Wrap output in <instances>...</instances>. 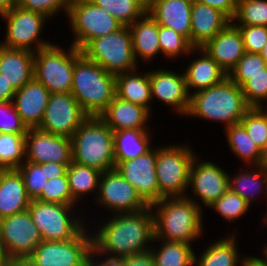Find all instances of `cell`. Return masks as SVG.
<instances>
[{"label":"cell","mask_w":267,"mask_h":266,"mask_svg":"<svg viewBox=\"0 0 267 266\" xmlns=\"http://www.w3.org/2000/svg\"><path fill=\"white\" fill-rule=\"evenodd\" d=\"M258 166L264 168L267 171V142L264 147L260 150V158Z\"/></svg>","instance_id":"cell-57"},{"label":"cell","mask_w":267,"mask_h":266,"mask_svg":"<svg viewBox=\"0 0 267 266\" xmlns=\"http://www.w3.org/2000/svg\"><path fill=\"white\" fill-rule=\"evenodd\" d=\"M0 74L19 90L34 78V52L0 45Z\"/></svg>","instance_id":"cell-24"},{"label":"cell","mask_w":267,"mask_h":266,"mask_svg":"<svg viewBox=\"0 0 267 266\" xmlns=\"http://www.w3.org/2000/svg\"><path fill=\"white\" fill-rule=\"evenodd\" d=\"M31 199L18 170H0V220L26 211Z\"/></svg>","instance_id":"cell-26"},{"label":"cell","mask_w":267,"mask_h":266,"mask_svg":"<svg viewBox=\"0 0 267 266\" xmlns=\"http://www.w3.org/2000/svg\"><path fill=\"white\" fill-rule=\"evenodd\" d=\"M260 55L267 63V43L264 45V48L261 50Z\"/></svg>","instance_id":"cell-58"},{"label":"cell","mask_w":267,"mask_h":266,"mask_svg":"<svg viewBox=\"0 0 267 266\" xmlns=\"http://www.w3.org/2000/svg\"><path fill=\"white\" fill-rule=\"evenodd\" d=\"M206 4L224 13L231 21L234 19L238 0H193Z\"/></svg>","instance_id":"cell-49"},{"label":"cell","mask_w":267,"mask_h":266,"mask_svg":"<svg viewBox=\"0 0 267 266\" xmlns=\"http://www.w3.org/2000/svg\"><path fill=\"white\" fill-rule=\"evenodd\" d=\"M230 22L231 20L221 11L193 1L191 10V45L194 48L203 47Z\"/></svg>","instance_id":"cell-23"},{"label":"cell","mask_w":267,"mask_h":266,"mask_svg":"<svg viewBox=\"0 0 267 266\" xmlns=\"http://www.w3.org/2000/svg\"><path fill=\"white\" fill-rule=\"evenodd\" d=\"M229 176L231 175L221 169L215 162L213 163L210 160L200 161L198 155H196L190 167L188 184V189L192 188L191 193H193L194 198L192 199L188 192L186 197L197 206L201 207L200 205L203 204L208 208L229 190ZM198 198L202 202L201 204L198 202Z\"/></svg>","instance_id":"cell-16"},{"label":"cell","mask_w":267,"mask_h":266,"mask_svg":"<svg viewBox=\"0 0 267 266\" xmlns=\"http://www.w3.org/2000/svg\"><path fill=\"white\" fill-rule=\"evenodd\" d=\"M67 21L74 38L72 45L81 50L90 40L118 30L122 24L90 0H73Z\"/></svg>","instance_id":"cell-11"},{"label":"cell","mask_w":267,"mask_h":266,"mask_svg":"<svg viewBox=\"0 0 267 266\" xmlns=\"http://www.w3.org/2000/svg\"><path fill=\"white\" fill-rule=\"evenodd\" d=\"M185 144L157 146L155 170L159 184V200L187 195L185 191L189 187L190 167L196 152L188 143Z\"/></svg>","instance_id":"cell-7"},{"label":"cell","mask_w":267,"mask_h":266,"mask_svg":"<svg viewBox=\"0 0 267 266\" xmlns=\"http://www.w3.org/2000/svg\"><path fill=\"white\" fill-rule=\"evenodd\" d=\"M263 217H264V218H262V219H264L263 223L267 224V212L265 213V216H263Z\"/></svg>","instance_id":"cell-60"},{"label":"cell","mask_w":267,"mask_h":266,"mask_svg":"<svg viewBox=\"0 0 267 266\" xmlns=\"http://www.w3.org/2000/svg\"><path fill=\"white\" fill-rule=\"evenodd\" d=\"M96 257H98L97 254L92 250L89 255L88 266H124L123 258L105 256L103 260L98 261Z\"/></svg>","instance_id":"cell-51"},{"label":"cell","mask_w":267,"mask_h":266,"mask_svg":"<svg viewBox=\"0 0 267 266\" xmlns=\"http://www.w3.org/2000/svg\"><path fill=\"white\" fill-rule=\"evenodd\" d=\"M50 95L49 90L35 78L16 91L13 103L27 128L39 127Z\"/></svg>","instance_id":"cell-22"},{"label":"cell","mask_w":267,"mask_h":266,"mask_svg":"<svg viewBox=\"0 0 267 266\" xmlns=\"http://www.w3.org/2000/svg\"><path fill=\"white\" fill-rule=\"evenodd\" d=\"M25 161L42 164L55 162L69 166L72 163L71 138L28 128L25 136Z\"/></svg>","instance_id":"cell-17"},{"label":"cell","mask_w":267,"mask_h":266,"mask_svg":"<svg viewBox=\"0 0 267 266\" xmlns=\"http://www.w3.org/2000/svg\"><path fill=\"white\" fill-rule=\"evenodd\" d=\"M81 53L114 75L134 71L138 68L128 26L122 25L110 34L90 40L81 49Z\"/></svg>","instance_id":"cell-6"},{"label":"cell","mask_w":267,"mask_h":266,"mask_svg":"<svg viewBox=\"0 0 267 266\" xmlns=\"http://www.w3.org/2000/svg\"><path fill=\"white\" fill-rule=\"evenodd\" d=\"M97 230L92 233V250L98 258H124L153 247L150 245L154 240V218L150 206L136 213L111 215Z\"/></svg>","instance_id":"cell-1"},{"label":"cell","mask_w":267,"mask_h":266,"mask_svg":"<svg viewBox=\"0 0 267 266\" xmlns=\"http://www.w3.org/2000/svg\"><path fill=\"white\" fill-rule=\"evenodd\" d=\"M73 0H18L17 6L25 10L39 12L48 18L54 17L60 11L68 15L69 5Z\"/></svg>","instance_id":"cell-47"},{"label":"cell","mask_w":267,"mask_h":266,"mask_svg":"<svg viewBox=\"0 0 267 266\" xmlns=\"http://www.w3.org/2000/svg\"><path fill=\"white\" fill-rule=\"evenodd\" d=\"M37 200L63 205H76L77 203L73 200L70 192L67 173L61 177L48 180Z\"/></svg>","instance_id":"cell-44"},{"label":"cell","mask_w":267,"mask_h":266,"mask_svg":"<svg viewBox=\"0 0 267 266\" xmlns=\"http://www.w3.org/2000/svg\"><path fill=\"white\" fill-rule=\"evenodd\" d=\"M157 147L132 160L119 162L115 169L150 206L159 201V184L156 175Z\"/></svg>","instance_id":"cell-18"},{"label":"cell","mask_w":267,"mask_h":266,"mask_svg":"<svg viewBox=\"0 0 267 266\" xmlns=\"http://www.w3.org/2000/svg\"><path fill=\"white\" fill-rule=\"evenodd\" d=\"M201 48L227 75L245 54L242 34L232 21Z\"/></svg>","instance_id":"cell-20"},{"label":"cell","mask_w":267,"mask_h":266,"mask_svg":"<svg viewBox=\"0 0 267 266\" xmlns=\"http://www.w3.org/2000/svg\"><path fill=\"white\" fill-rule=\"evenodd\" d=\"M264 253V254H263ZM262 254L264 255L263 259L267 262V244L263 248Z\"/></svg>","instance_id":"cell-59"},{"label":"cell","mask_w":267,"mask_h":266,"mask_svg":"<svg viewBox=\"0 0 267 266\" xmlns=\"http://www.w3.org/2000/svg\"><path fill=\"white\" fill-rule=\"evenodd\" d=\"M236 234L225 235V237L210 243L200 257L194 254L195 266H240L243 259L239 255ZM241 257V258H239ZM241 259V260H240Z\"/></svg>","instance_id":"cell-31"},{"label":"cell","mask_w":267,"mask_h":266,"mask_svg":"<svg viewBox=\"0 0 267 266\" xmlns=\"http://www.w3.org/2000/svg\"><path fill=\"white\" fill-rule=\"evenodd\" d=\"M74 206L34 199L27 210L43 241H65L76 238L87 226L85 217L74 215Z\"/></svg>","instance_id":"cell-8"},{"label":"cell","mask_w":267,"mask_h":266,"mask_svg":"<svg viewBox=\"0 0 267 266\" xmlns=\"http://www.w3.org/2000/svg\"><path fill=\"white\" fill-rule=\"evenodd\" d=\"M224 131L230 152L248 166H258L261 149L250 138L246 129L239 123L228 126Z\"/></svg>","instance_id":"cell-34"},{"label":"cell","mask_w":267,"mask_h":266,"mask_svg":"<svg viewBox=\"0 0 267 266\" xmlns=\"http://www.w3.org/2000/svg\"><path fill=\"white\" fill-rule=\"evenodd\" d=\"M201 57L193 59L184 72L189 94L219 84L228 77L227 73L212 59L203 48H196Z\"/></svg>","instance_id":"cell-27"},{"label":"cell","mask_w":267,"mask_h":266,"mask_svg":"<svg viewBox=\"0 0 267 266\" xmlns=\"http://www.w3.org/2000/svg\"><path fill=\"white\" fill-rule=\"evenodd\" d=\"M27 130L13 101H0V133L26 134Z\"/></svg>","instance_id":"cell-46"},{"label":"cell","mask_w":267,"mask_h":266,"mask_svg":"<svg viewBox=\"0 0 267 266\" xmlns=\"http://www.w3.org/2000/svg\"><path fill=\"white\" fill-rule=\"evenodd\" d=\"M154 239L191 244L203 234L202 207L188 197H167L150 205Z\"/></svg>","instance_id":"cell-2"},{"label":"cell","mask_w":267,"mask_h":266,"mask_svg":"<svg viewBox=\"0 0 267 266\" xmlns=\"http://www.w3.org/2000/svg\"><path fill=\"white\" fill-rule=\"evenodd\" d=\"M0 266H15L6 254L5 248L0 239Z\"/></svg>","instance_id":"cell-55"},{"label":"cell","mask_w":267,"mask_h":266,"mask_svg":"<svg viewBox=\"0 0 267 266\" xmlns=\"http://www.w3.org/2000/svg\"><path fill=\"white\" fill-rule=\"evenodd\" d=\"M240 124L246 129L250 138L262 149L267 142V107H251Z\"/></svg>","instance_id":"cell-40"},{"label":"cell","mask_w":267,"mask_h":266,"mask_svg":"<svg viewBox=\"0 0 267 266\" xmlns=\"http://www.w3.org/2000/svg\"><path fill=\"white\" fill-rule=\"evenodd\" d=\"M17 170L22 175L28 197L31 200L37 199L48 181L45 163L36 164L24 161Z\"/></svg>","instance_id":"cell-42"},{"label":"cell","mask_w":267,"mask_h":266,"mask_svg":"<svg viewBox=\"0 0 267 266\" xmlns=\"http://www.w3.org/2000/svg\"><path fill=\"white\" fill-rule=\"evenodd\" d=\"M89 231L86 227L71 240L42 241L21 266H88L93 249Z\"/></svg>","instance_id":"cell-10"},{"label":"cell","mask_w":267,"mask_h":266,"mask_svg":"<svg viewBox=\"0 0 267 266\" xmlns=\"http://www.w3.org/2000/svg\"><path fill=\"white\" fill-rule=\"evenodd\" d=\"M71 142L72 161L101 172L115 169L113 131L99 116H89Z\"/></svg>","instance_id":"cell-5"},{"label":"cell","mask_w":267,"mask_h":266,"mask_svg":"<svg viewBox=\"0 0 267 266\" xmlns=\"http://www.w3.org/2000/svg\"><path fill=\"white\" fill-rule=\"evenodd\" d=\"M240 170L244 172L229 176V189L242 197L250 206L254 200L256 201V197H261L257 195L266 191L264 194L267 197V171L260 166H247L246 170L242 168Z\"/></svg>","instance_id":"cell-32"},{"label":"cell","mask_w":267,"mask_h":266,"mask_svg":"<svg viewBox=\"0 0 267 266\" xmlns=\"http://www.w3.org/2000/svg\"><path fill=\"white\" fill-rule=\"evenodd\" d=\"M89 116L69 93H51L38 129L71 138Z\"/></svg>","instance_id":"cell-15"},{"label":"cell","mask_w":267,"mask_h":266,"mask_svg":"<svg viewBox=\"0 0 267 266\" xmlns=\"http://www.w3.org/2000/svg\"><path fill=\"white\" fill-rule=\"evenodd\" d=\"M240 266H267V262L263 259L253 256H246L245 259H243Z\"/></svg>","instance_id":"cell-54"},{"label":"cell","mask_w":267,"mask_h":266,"mask_svg":"<svg viewBox=\"0 0 267 266\" xmlns=\"http://www.w3.org/2000/svg\"><path fill=\"white\" fill-rule=\"evenodd\" d=\"M241 88L250 107H265L263 102L267 101V68L262 73L248 76V81Z\"/></svg>","instance_id":"cell-45"},{"label":"cell","mask_w":267,"mask_h":266,"mask_svg":"<svg viewBox=\"0 0 267 266\" xmlns=\"http://www.w3.org/2000/svg\"><path fill=\"white\" fill-rule=\"evenodd\" d=\"M149 129H123L113 131L114 162L132 160L146 154L154 146L151 144L152 134Z\"/></svg>","instance_id":"cell-30"},{"label":"cell","mask_w":267,"mask_h":266,"mask_svg":"<svg viewBox=\"0 0 267 266\" xmlns=\"http://www.w3.org/2000/svg\"><path fill=\"white\" fill-rule=\"evenodd\" d=\"M251 206L230 189L208 208L215 210L223 219L234 222L246 215Z\"/></svg>","instance_id":"cell-41"},{"label":"cell","mask_w":267,"mask_h":266,"mask_svg":"<svg viewBox=\"0 0 267 266\" xmlns=\"http://www.w3.org/2000/svg\"><path fill=\"white\" fill-rule=\"evenodd\" d=\"M250 108L242 88L227 77L219 84L192 93L186 116L221 122L227 128L239 124Z\"/></svg>","instance_id":"cell-3"},{"label":"cell","mask_w":267,"mask_h":266,"mask_svg":"<svg viewBox=\"0 0 267 266\" xmlns=\"http://www.w3.org/2000/svg\"><path fill=\"white\" fill-rule=\"evenodd\" d=\"M124 266H156L150 251L123 258Z\"/></svg>","instance_id":"cell-50"},{"label":"cell","mask_w":267,"mask_h":266,"mask_svg":"<svg viewBox=\"0 0 267 266\" xmlns=\"http://www.w3.org/2000/svg\"><path fill=\"white\" fill-rule=\"evenodd\" d=\"M16 90L0 74V101H13Z\"/></svg>","instance_id":"cell-53"},{"label":"cell","mask_w":267,"mask_h":266,"mask_svg":"<svg viewBox=\"0 0 267 266\" xmlns=\"http://www.w3.org/2000/svg\"><path fill=\"white\" fill-rule=\"evenodd\" d=\"M101 173L97 169L72 161L67 168V178L72 198L76 203L83 196L90 192H96V190L97 192L94 195L96 194L95 197H97Z\"/></svg>","instance_id":"cell-33"},{"label":"cell","mask_w":267,"mask_h":266,"mask_svg":"<svg viewBox=\"0 0 267 266\" xmlns=\"http://www.w3.org/2000/svg\"><path fill=\"white\" fill-rule=\"evenodd\" d=\"M70 46L67 50L52 44L34 52V78L50 93L71 92L75 46Z\"/></svg>","instance_id":"cell-9"},{"label":"cell","mask_w":267,"mask_h":266,"mask_svg":"<svg viewBox=\"0 0 267 266\" xmlns=\"http://www.w3.org/2000/svg\"><path fill=\"white\" fill-rule=\"evenodd\" d=\"M18 0H0V15L15 7Z\"/></svg>","instance_id":"cell-56"},{"label":"cell","mask_w":267,"mask_h":266,"mask_svg":"<svg viewBox=\"0 0 267 266\" xmlns=\"http://www.w3.org/2000/svg\"><path fill=\"white\" fill-rule=\"evenodd\" d=\"M232 22L235 25L267 27V0H238L236 14Z\"/></svg>","instance_id":"cell-39"},{"label":"cell","mask_w":267,"mask_h":266,"mask_svg":"<svg viewBox=\"0 0 267 266\" xmlns=\"http://www.w3.org/2000/svg\"><path fill=\"white\" fill-rule=\"evenodd\" d=\"M158 38L161 48V53L167 58L176 60L179 56L184 54L189 55L196 52L189 40L183 35L175 32L173 29L158 25Z\"/></svg>","instance_id":"cell-38"},{"label":"cell","mask_w":267,"mask_h":266,"mask_svg":"<svg viewBox=\"0 0 267 266\" xmlns=\"http://www.w3.org/2000/svg\"><path fill=\"white\" fill-rule=\"evenodd\" d=\"M0 239L15 266H21L43 241L28 210L0 220Z\"/></svg>","instance_id":"cell-13"},{"label":"cell","mask_w":267,"mask_h":266,"mask_svg":"<svg viewBox=\"0 0 267 266\" xmlns=\"http://www.w3.org/2000/svg\"><path fill=\"white\" fill-rule=\"evenodd\" d=\"M193 0H148L147 12L160 26L173 29L191 44V10Z\"/></svg>","instance_id":"cell-21"},{"label":"cell","mask_w":267,"mask_h":266,"mask_svg":"<svg viewBox=\"0 0 267 266\" xmlns=\"http://www.w3.org/2000/svg\"><path fill=\"white\" fill-rule=\"evenodd\" d=\"M265 68H267V63L260 54L245 52L228 74V78L242 87L248 81V76L262 73Z\"/></svg>","instance_id":"cell-43"},{"label":"cell","mask_w":267,"mask_h":266,"mask_svg":"<svg viewBox=\"0 0 267 266\" xmlns=\"http://www.w3.org/2000/svg\"><path fill=\"white\" fill-rule=\"evenodd\" d=\"M97 200V201H96ZM110 214L136 213L149 207L136 189L116 169L104 171L99 180L98 195L95 198Z\"/></svg>","instance_id":"cell-14"},{"label":"cell","mask_w":267,"mask_h":266,"mask_svg":"<svg viewBox=\"0 0 267 266\" xmlns=\"http://www.w3.org/2000/svg\"><path fill=\"white\" fill-rule=\"evenodd\" d=\"M68 166L65 164H58L55 162L45 163V174L48 180L61 177L67 173Z\"/></svg>","instance_id":"cell-52"},{"label":"cell","mask_w":267,"mask_h":266,"mask_svg":"<svg viewBox=\"0 0 267 266\" xmlns=\"http://www.w3.org/2000/svg\"><path fill=\"white\" fill-rule=\"evenodd\" d=\"M152 114L141 105L130 103L117 96L99 117L112 129H150L147 122Z\"/></svg>","instance_id":"cell-25"},{"label":"cell","mask_w":267,"mask_h":266,"mask_svg":"<svg viewBox=\"0 0 267 266\" xmlns=\"http://www.w3.org/2000/svg\"><path fill=\"white\" fill-rule=\"evenodd\" d=\"M1 18L6 22L5 39L0 45L7 48L26 49L37 52L39 49L46 48L52 43L42 40V33L46 21L49 18L39 12L25 10L15 6L5 13ZM35 43V44H34Z\"/></svg>","instance_id":"cell-12"},{"label":"cell","mask_w":267,"mask_h":266,"mask_svg":"<svg viewBox=\"0 0 267 266\" xmlns=\"http://www.w3.org/2000/svg\"><path fill=\"white\" fill-rule=\"evenodd\" d=\"M25 136L0 133V170H17L25 161Z\"/></svg>","instance_id":"cell-37"},{"label":"cell","mask_w":267,"mask_h":266,"mask_svg":"<svg viewBox=\"0 0 267 266\" xmlns=\"http://www.w3.org/2000/svg\"><path fill=\"white\" fill-rule=\"evenodd\" d=\"M162 243L158 250L150 248L156 266H194L195 251L192 244L154 239Z\"/></svg>","instance_id":"cell-35"},{"label":"cell","mask_w":267,"mask_h":266,"mask_svg":"<svg viewBox=\"0 0 267 266\" xmlns=\"http://www.w3.org/2000/svg\"><path fill=\"white\" fill-rule=\"evenodd\" d=\"M115 17L122 25L129 26L147 12L148 0H90Z\"/></svg>","instance_id":"cell-36"},{"label":"cell","mask_w":267,"mask_h":266,"mask_svg":"<svg viewBox=\"0 0 267 266\" xmlns=\"http://www.w3.org/2000/svg\"><path fill=\"white\" fill-rule=\"evenodd\" d=\"M243 38L245 52L260 54L267 43V27L257 25H236Z\"/></svg>","instance_id":"cell-48"},{"label":"cell","mask_w":267,"mask_h":266,"mask_svg":"<svg viewBox=\"0 0 267 266\" xmlns=\"http://www.w3.org/2000/svg\"><path fill=\"white\" fill-rule=\"evenodd\" d=\"M138 70L137 68L134 71L115 75L116 96L141 105L152 114L151 105H149L152 101L149 71L141 74Z\"/></svg>","instance_id":"cell-29"},{"label":"cell","mask_w":267,"mask_h":266,"mask_svg":"<svg viewBox=\"0 0 267 266\" xmlns=\"http://www.w3.org/2000/svg\"><path fill=\"white\" fill-rule=\"evenodd\" d=\"M132 37L134 57L138 63L139 58L144 62H150L161 53L158 38V24L146 12L141 18L128 26Z\"/></svg>","instance_id":"cell-28"},{"label":"cell","mask_w":267,"mask_h":266,"mask_svg":"<svg viewBox=\"0 0 267 266\" xmlns=\"http://www.w3.org/2000/svg\"><path fill=\"white\" fill-rule=\"evenodd\" d=\"M71 94L88 116H99L116 96L115 75L75 47Z\"/></svg>","instance_id":"cell-4"},{"label":"cell","mask_w":267,"mask_h":266,"mask_svg":"<svg viewBox=\"0 0 267 266\" xmlns=\"http://www.w3.org/2000/svg\"><path fill=\"white\" fill-rule=\"evenodd\" d=\"M152 99L168 104L177 114L186 116L190 105V94L184 73L166 69L149 70ZM177 110V111H176Z\"/></svg>","instance_id":"cell-19"}]
</instances>
